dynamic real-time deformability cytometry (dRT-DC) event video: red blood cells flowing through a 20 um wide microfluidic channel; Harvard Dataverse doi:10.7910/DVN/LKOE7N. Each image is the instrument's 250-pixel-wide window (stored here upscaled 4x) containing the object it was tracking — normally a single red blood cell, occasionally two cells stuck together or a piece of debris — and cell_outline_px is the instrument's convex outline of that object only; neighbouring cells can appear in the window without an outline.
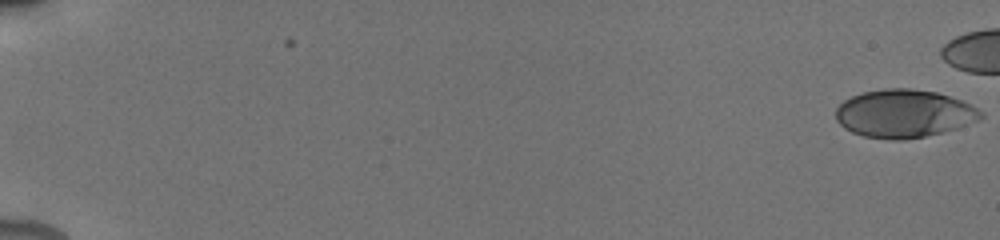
{"species": "human", "species_latin": "Homo sapiens", "temperature_condition": "cold", "stored_images_in_passage": 17, "camera_frame_rate_fps": 3000, "um_per_image_px": 0.085, "donor": {"sex": "male"}, "frame": {"image": 1, "passage_image": 1, "time_ms": 0.0, "image_size_px": [1000, 240], "cell_outline_px": [[984, 116], [976, 120], [956, 128], [924, 136], [900, 140], [892, 140], [864, 136], [852, 132], [844, 128], [836, 120], [836, 108], [844, 100], [852, 96], [864, 92], [884, 88], [912, 88], [936, 92], [960, 100], [984, 112]], "centroid_in_image_um": [76.8, 9.65], "position_along_channel_um": 8.2, "area_um2": 40.23}}